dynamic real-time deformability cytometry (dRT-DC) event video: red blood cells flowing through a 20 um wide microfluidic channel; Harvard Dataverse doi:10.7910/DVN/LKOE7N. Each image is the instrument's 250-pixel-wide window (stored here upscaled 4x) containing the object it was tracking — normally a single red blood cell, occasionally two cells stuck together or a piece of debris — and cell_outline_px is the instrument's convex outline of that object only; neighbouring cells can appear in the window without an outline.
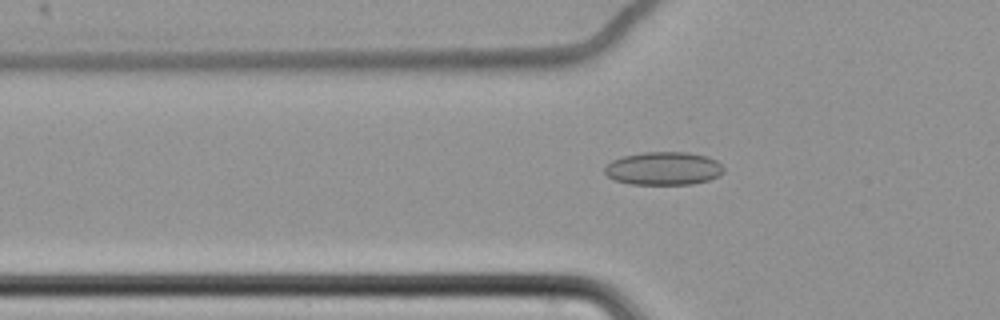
{"species": "common noctule bat (a hibernating species)", "species_latin": "Nyctalus noctula", "temperature_condition": "cold", "stored_images_in_passage": 62, "camera_frame_rate_fps": 3000, "um_per_image_px": 0.085, "animal": {"sex": "female", "body_mass_g": 22.7, "forearm_length_mm": 54.2}, "frame": {"image": 1, "passage_image": 24, "time_ms": 7.667, "image_size_px": [1000, 320], "cell_outline_px": [[724, 172], [720, 176], [708, 180], [692, 184], [628, 184], [616, 180], [608, 176], [604, 172], [604, 168], [612, 160], [624, 156], [644, 152], [688, 152], [708, 156], [716, 160], [724, 168]], "centroid_in_image_um": [56.43, 14.32], "position_along_channel_um": 69.4, "area_um2": 23.06}}
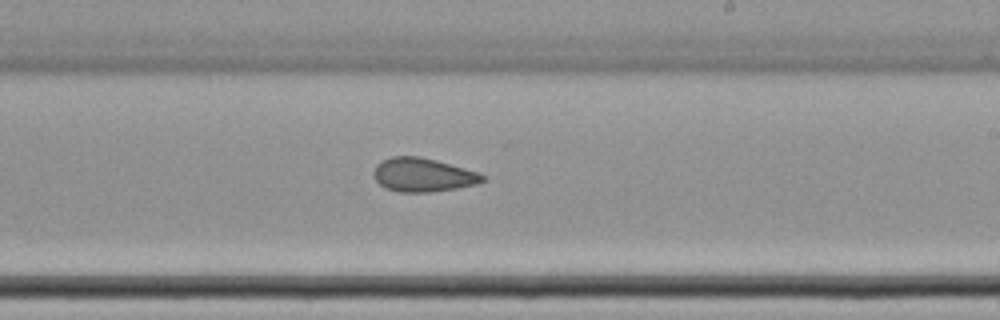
{"frame": {"image": 2, "passage_image": 40, "time_ms": 13.0, "image_size_px": [1000, 320], "cell_outline_px": [[488, 180], [476, 184], [456, 188], [428, 192], [400, 192], [384, 188], [376, 180], [372, 172], [376, 164], [392, 156], [420, 156], [436, 160], [476, 172], [488, 176]], "centroid_in_image_um": [35.95, 14.87], "position_along_channel_um": 253.1, "area_um2": 21.39}}
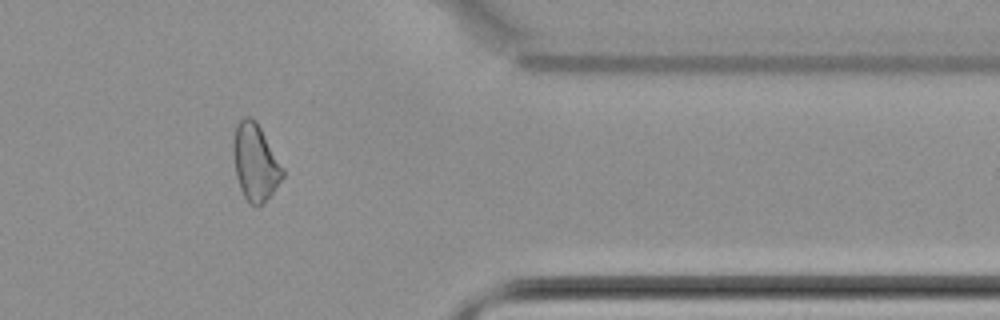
{"frame": {"image": 3, "passage_image": 53, "time_ms": 17.333, "image_size_px": [1000, 320], "cell_outline_px": [[284, 176], [272, 192], [256, 208], [248, 204], [240, 188], [236, 176], [232, 152], [232, 144], [236, 124], [244, 116], [252, 116], [256, 120], [284, 168]], "centroid_in_image_um": [21.67, 13.77], "position_along_channel_um": 389.7, "area_um2": 22.25}}